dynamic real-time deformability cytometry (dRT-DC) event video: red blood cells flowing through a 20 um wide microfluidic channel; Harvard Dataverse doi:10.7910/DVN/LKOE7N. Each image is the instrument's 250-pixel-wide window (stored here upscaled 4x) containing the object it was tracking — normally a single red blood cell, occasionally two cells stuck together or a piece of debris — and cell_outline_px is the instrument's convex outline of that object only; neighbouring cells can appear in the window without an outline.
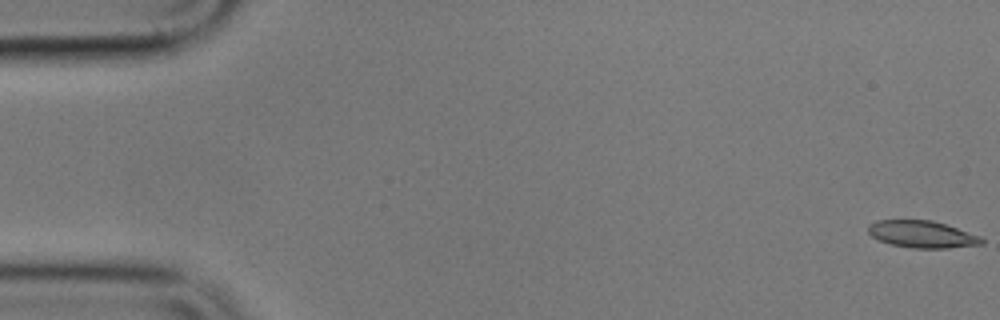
{"species": "common noctule bat (a hibernating species)", "species_latin": "Nyctalus noctula", "temperature_condition": "cold", "stored_images_in_passage": 56, "camera_frame_rate_fps": 3000, "um_per_image_px": 0.085, "animal": {"sex": "male", "body_mass_g": 17.9}, "frame": {"image": 1, "passage_image": 1, "time_ms": 0.0, "image_size_px": [1000, 320], "cell_outline_px": [[984, 244], [948, 248], [912, 248], [892, 244], [880, 240], [872, 236], [868, 232], [868, 224], [876, 220], [932, 220], [980, 236], [984, 240]], "centroid_in_image_um": [78.37, 19.91], "position_along_channel_um": 6.6, "area_um2": 17.74}}
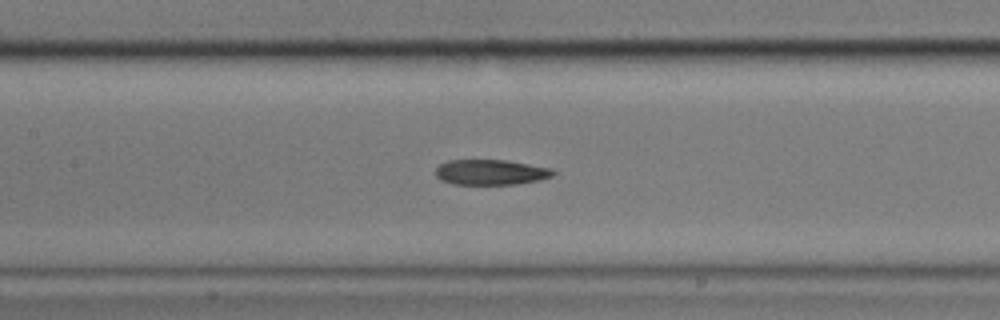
{"frame": {"image": 2, "passage_image": 26, "time_ms": 8.333, "image_size_px": [1000, 320], "cell_outline_px": [[556, 172], [552, 176], [540, 180], [516, 184], [452, 184], [440, 180], [436, 176], [436, 168], [440, 164], [448, 160], [508, 160], [552, 168]], "centroid_in_image_um": [41.72, 14.63], "position_along_channel_um": 165.7, "area_um2": 17.46}}
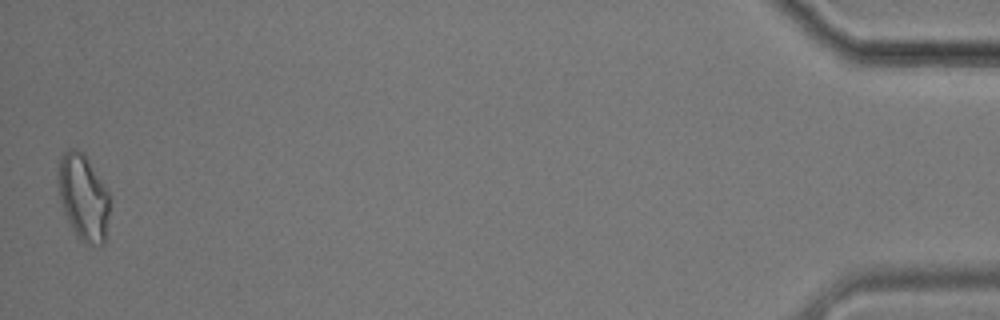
{"frame": {"image": 3, "passage_image": 56, "time_ms": 18.333, "image_size_px": [1000, 320], "cell_outline_px": [[108, 212], [104, 244], [88, 244], [80, 240], [76, 236], [68, 220], [60, 196], [56, 180], [56, 176], [60, 156], [68, 148], [76, 148], [84, 152], [108, 192]], "centroid_in_image_um": [7.04, 16.71], "position_along_channel_um": 428.2, "area_um2": 25.66}, "authors_computed_cell_mechanics": {"area_um2": 18.5827, "velocity_mm_per_s": 3.5471, "shape_relaxation_time_tau1_ms": null, "shape_relaxation_time_tau2_ms": 4.798, "deformation_change_tau1": null, "deformation_change_tau2": 0.1283}}